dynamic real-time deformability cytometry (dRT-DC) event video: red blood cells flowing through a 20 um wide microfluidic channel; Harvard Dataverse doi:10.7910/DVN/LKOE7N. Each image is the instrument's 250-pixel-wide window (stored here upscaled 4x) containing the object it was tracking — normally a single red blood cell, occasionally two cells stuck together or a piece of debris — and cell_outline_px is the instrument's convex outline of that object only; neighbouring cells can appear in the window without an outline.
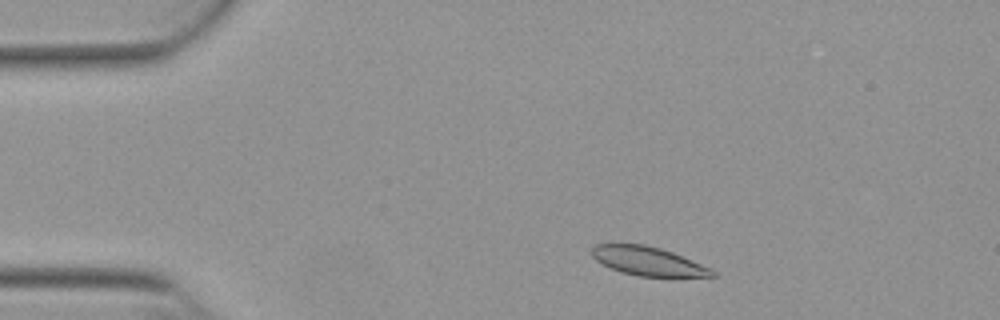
{"species": "Egyptian fruit bat (a non-hibernating species)", "species_latin": "Rousettus aegyptiacus", "temperature_condition": "warm", "stored_images_in_passage": 48, "camera_frame_rate_fps": 3000, "um_per_image_px": 0.085, "animal": {"sex": "female"}, "frame": {"image": 1, "passage_image": 5, "time_ms": 1.333, "image_size_px": [1000, 320], "cell_outline_px": [[716, 276], [636, 276], [620, 272], [596, 260], [588, 252], [596, 244], [644, 244], [660, 248], [672, 252], [712, 268], [716, 272]], "centroid_in_image_um": [55.06, 22.19], "position_along_channel_um": 29.9, "area_um2": 20.11}}
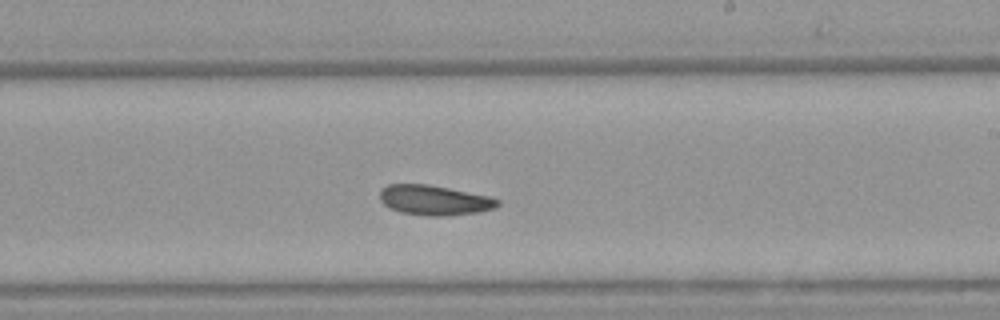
{"frame": {"image": 2, "passage_image": 27, "time_ms": 8.667, "image_size_px": [1000, 320], "cell_outline_px": [[500, 204], [492, 208], [480, 212], [440, 216], [424, 216], [400, 212], [384, 204], [380, 200], [380, 188], [388, 184], [428, 184], [488, 196], [500, 200]], "centroid_in_image_um": [36.88, 17.01], "position_along_channel_um": 252.1, "area_um2": 20.46}}
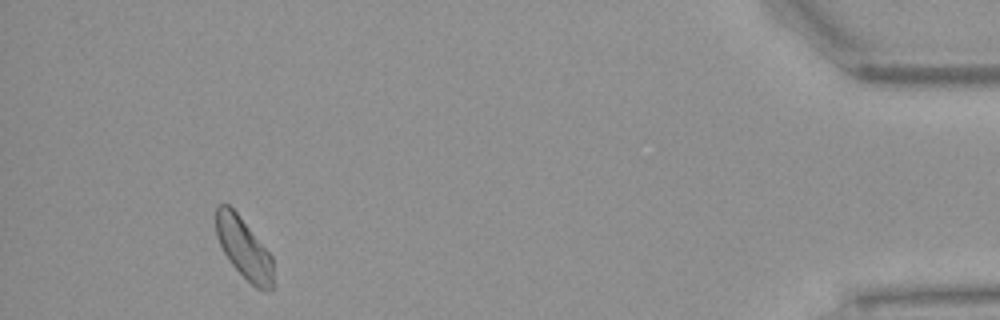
{"frame": {"image": 3, "passage_image": 45, "time_ms": 14.667, "image_size_px": [1000, 320], "cell_outline_px": [[272, 288], [256, 288], [232, 264], [224, 252], [216, 236], [216, 204], [228, 204], [236, 212], [272, 256]], "centroid_in_image_um": [20.69, 21.05], "position_along_channel_um": 414.5, "area_um2": 19.59}, "authors_computed_cell_mechanics": {"area_um2": 20.8369, "velocity_mm_per_s": 3.826, "shape_relaxation_time_tau1_ms": null, "shape_relaxation_time_tau2_ms": 10.7638, "deformation_change_tau1": null, "deformation_change_tau2": 0.1593}}